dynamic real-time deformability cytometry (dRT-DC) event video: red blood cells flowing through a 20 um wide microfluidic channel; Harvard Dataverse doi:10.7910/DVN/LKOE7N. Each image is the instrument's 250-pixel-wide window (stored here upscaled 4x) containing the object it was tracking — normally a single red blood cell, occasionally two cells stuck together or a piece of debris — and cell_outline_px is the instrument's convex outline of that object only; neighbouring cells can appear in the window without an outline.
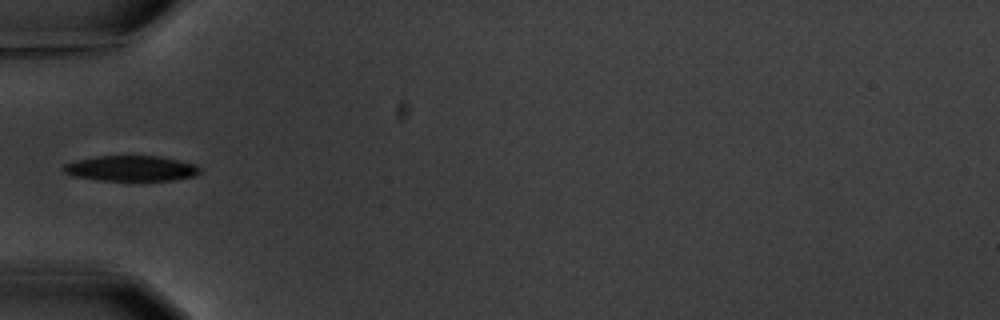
{"species": "common noctule bat (a hibernating species)", "species_latin": "Nyctalus noctula", "temperature_condition": "warm", "stored_images_in_passage": 4, "camera_frame_rate_fps": 3000, "um_per_image_px": 0.085, "animal": {"sex": "male", "body_mass_g": 20.1, "forearm_length_mm": 53.5}, "frame": {"image": 1, "passage_image": 4, "time_ms": 4.333, "image_size_px": [1000, 320], "cell_outline_px": [[200, 172], [196, 176], [172, 180], [100, 180], [72, 176], [64, 172], [64, 164], [76, 160], [96, 156], [160, 156], [196, 164], [200, 168]], "centroid_in_image_um": [11.16, 14.31], "position_along_channel_um": 73.8, "area_um2": 20.17}}